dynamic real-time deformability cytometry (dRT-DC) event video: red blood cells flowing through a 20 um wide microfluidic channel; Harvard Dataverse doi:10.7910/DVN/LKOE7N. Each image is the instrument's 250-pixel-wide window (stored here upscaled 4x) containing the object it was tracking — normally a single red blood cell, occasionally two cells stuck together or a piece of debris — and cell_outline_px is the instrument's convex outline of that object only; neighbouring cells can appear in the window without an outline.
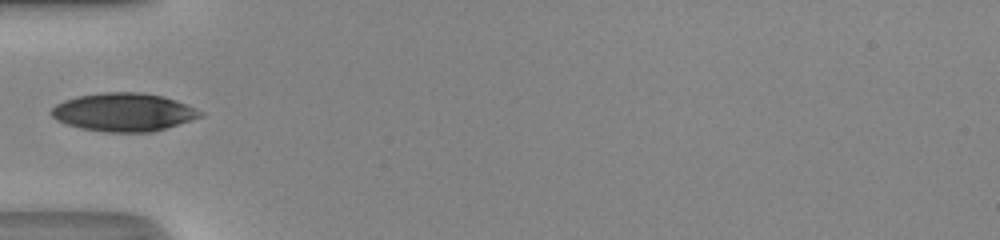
{"species": "human", "species_latin": "Homo sapiens", "temperature_condition": "room temperature", "stored_images_in_passage": 32, "camera_frame_rate_fps": 3000, "um_per_image_px": 0.085, "donor": {"sex": "male"}, "frame": {"image": 1, "passage_image": 1, "time_ms": 0.0, "image_size_px": [1000, 240], "cell_outline_px": [[204, 116], [192, 120], [152, 132], [104, 132], [80, 128], [56, 120], [48, 112], [56, 104], [64, 100], [76, 96], [100, 92], [140, 92], [164, 96], [176, 100], [196, 108], [204, 112]], "centroid_in_image_um": [10.51, 9.53], "position_along_channel_um": 74.5, "area_um2": 33.47}}
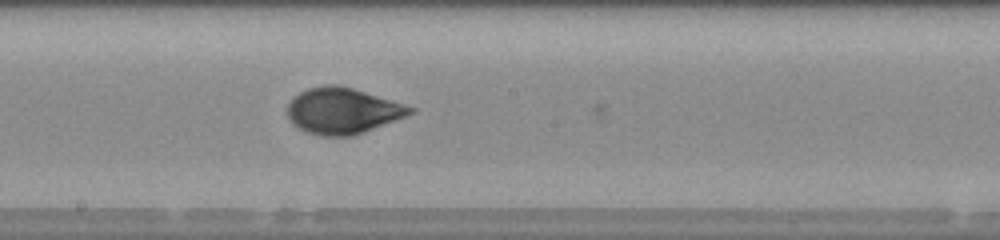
{"frame": {"image": 2, "passage_image": 11, "time_ms": 3.333, "image_size_px": [1000, 240], "cell_outline_px": [[416, 112], [364, 132], [352, 136], [324, 136], [308, 132], [292, 124], [288, 116], [288, 104], [300, 92], [308, 88], [324, 84], [336, 84], [352, 88], [392, 100], [416, 108]], "centroid_in_image_um": [29.14, 9.41], "position_along_channel_um": 219.1, "area_um2": 32.66}}
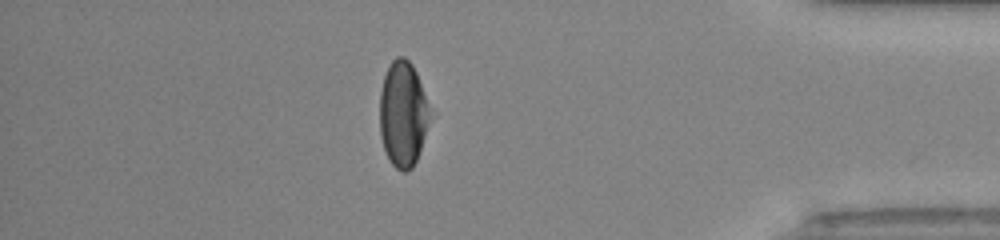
{"frame": {"image": 3, "passage_image": 26, "time_ms": 8.333, "image_size_px": [1000, 240], "cell_outline_px": [[428, 120], [424, 136], [416, 160], [412, 168], [404, 172], [396, 168], [388, 160], [380, 136], [380, 92], [384, 76], [392, 60], [396, 56], [404, 56], [412, 64], [416, 72], [428, 108]], "centroid_in_image_um": [34.2, 9.69], "position_along_channel_um": 401.0, "area_um2": 30.17}}